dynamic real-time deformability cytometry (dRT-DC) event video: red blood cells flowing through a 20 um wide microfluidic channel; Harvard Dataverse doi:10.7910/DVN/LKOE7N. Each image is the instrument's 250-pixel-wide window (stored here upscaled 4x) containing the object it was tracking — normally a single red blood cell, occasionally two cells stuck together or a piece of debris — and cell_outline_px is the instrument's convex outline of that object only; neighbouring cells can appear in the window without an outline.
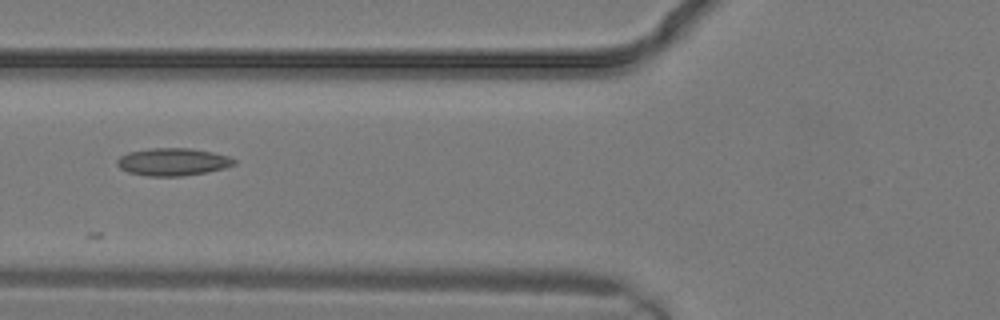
{"species": "common noctule bat (a hibernating species)", "species_latin": "Nyctalus noctula", "temperature_condition": "warm", "stored_images_in_passage": 14, "camera_frame_rate_fps": 3000, "um_per_image_px": 0.085, "animal": {"sex": "male", "body_mass_g": 19.2, "forearm_length_mm": 51.8}, "frame": {"image": 1, "passage_image": 11, "time_ms": 3.333, "image_size_px": [1000, 320], "cell_outline_px": [[236, 164], [224, 168], [184, 176], [148, 176], [128, 172], [120, 168], [116, 164], [116, 160], [120, 156], [128, 152], [148, 148], [188, 148], [212, 152], [228, 156], [236, 160]], "centroid_in_image_um": [14.66, 13.75], "position_along_channel_um": 111.1, "area_um2": 18.79}}